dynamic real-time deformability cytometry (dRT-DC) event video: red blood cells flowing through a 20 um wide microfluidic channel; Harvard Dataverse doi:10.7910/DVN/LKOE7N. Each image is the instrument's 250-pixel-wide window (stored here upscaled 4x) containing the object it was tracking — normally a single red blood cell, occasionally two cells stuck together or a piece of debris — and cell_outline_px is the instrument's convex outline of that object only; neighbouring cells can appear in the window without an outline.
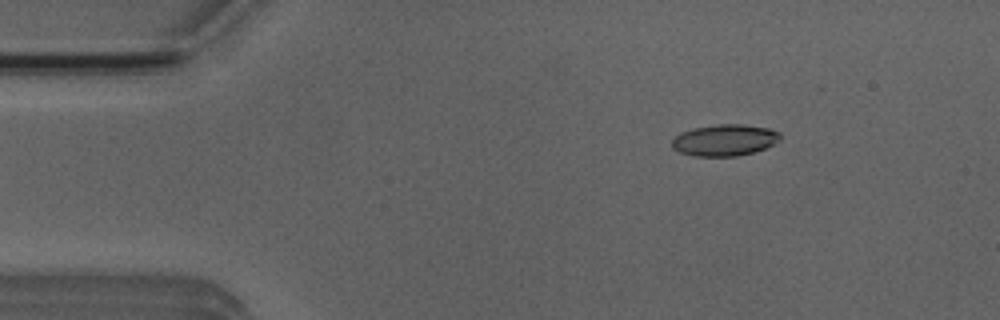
{"species": "Egyptian fruit bat (a non-hibernating species)", "species_latin": "Rousettus aegyptiacus", "temperature_condition": "room temperature", "stored_images_in_passage": 45, "camera_frame_rate_fps": 3000, "um_per_image_px": 0.085, "animal": {"sex": "male"}, "frame": {"image": 1, "passage_image": 1, "time_ms": 0.0, "image_size_px": [1000, 320], "cell_outline_px": [[780, 140], [764, 148], [752, 152], [736, 156], [692, 156], [680, 152], [672, 148], [672, 140], [680, 132], [692, 128], [720, 124], [740, 124], [768, 128], [780, 132]], "centroid_in_image_um": [61.56, 11.91], "position_along_channel_um": 23.4, "area_um2": 19.77}}
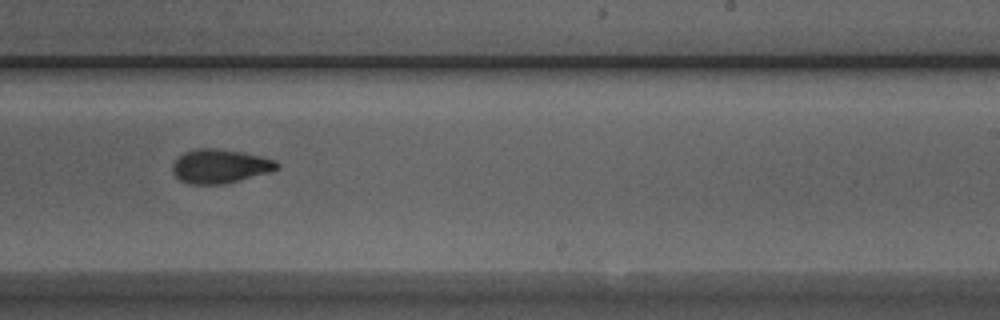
{"frame": {"image": 2, "passage_image": 25, "time_ms": 8.0, "image_size_px": [1000, 320], "cell_outline_px": [[280, 168], [268, 172], [224, 184], [188, 184], [180, 180], [172, 172], [172, 164], [176, 156], [184, 152], [196, 148], [212, 148], [240, 152], [260, 156], [276, 160], [280, 164]], "centroid_in_image_um": [18.65, 14.12], "position_along_channel_um": 270.3, "area_um2": 20.69}}
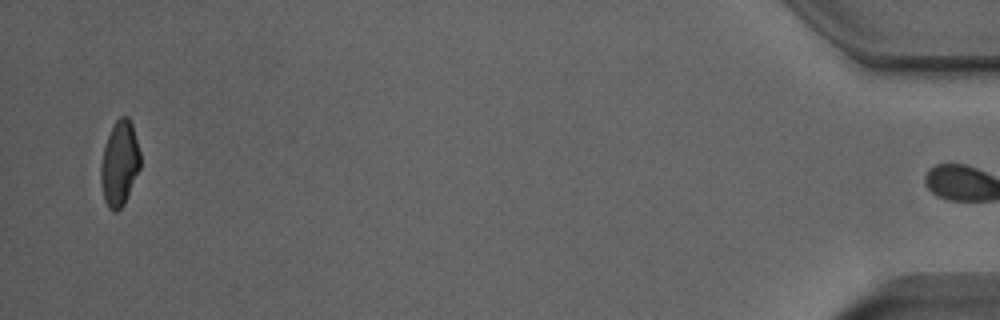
{"frame": {"image": 3, "passage_image": 44, "time_ms": 14.333, "image_size_px": [1000, 320], "cell_outline_px": [[140, 168], [128, 196], [124, 204], [116, 212], [108, 208], [104, 200], [100, 180], [100, 164], [104, 148], [108, 136], [116, 120], [120, 116], [128, 116], [132, 124], [140, 152]], "centroid_in_image_um": [10.16, 13.91], "position_along_channel_um": 425.0, "area_um2": 19.54}, "authors_computed_cell_mechanics": {"area_um2": 20.519, "velocity_mm_per_s": 3.929, "shape_relaxation_time_tau1_ms": 4.6748, "shape_relaxation_time_tau2_ms": 3.1345, "deformation_change_tau1": 0.1515, "deformation_change_tau2": 0.0892}}